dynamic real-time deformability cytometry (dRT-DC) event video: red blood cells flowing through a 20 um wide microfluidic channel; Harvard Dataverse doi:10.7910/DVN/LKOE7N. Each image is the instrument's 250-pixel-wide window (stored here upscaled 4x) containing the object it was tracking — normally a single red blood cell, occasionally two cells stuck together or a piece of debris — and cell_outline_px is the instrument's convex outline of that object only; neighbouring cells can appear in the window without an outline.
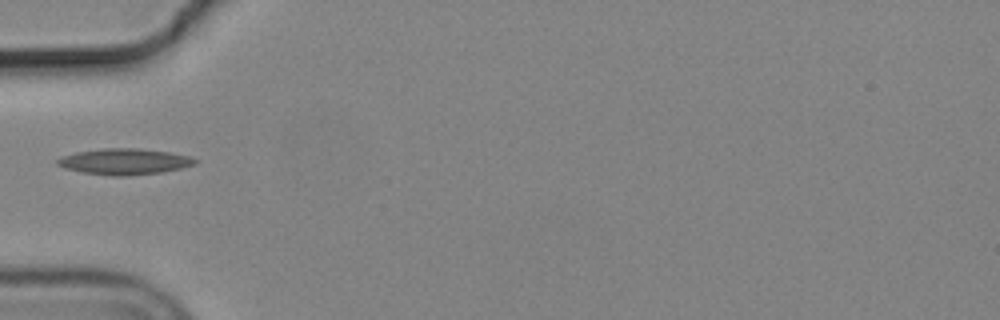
{"species": "common noctule bat (a hibernating species)", "species_latin": "Nyctalus noctula", "temperature_condition": "cold", "stored_images_in_passage": 3, "camera_frame_rate_fps": 3000, "um_per_image_px": 0.085, "animal": {"sex": "male", "body_mass_g": 19.2, "forearm_length_mm": 51.8}, "frame": {"image": 1, "passage_image": 1, "time_ms": 0.0, "image_size_px": [1000, 320], "cell_outline_px": [[196, 164], [180, 168], [160, 172], [128, 176], [112, 176], [84, 172], [64, 168], [56, 164], [56, 160], [64, 156], [76, 152], [104, 148], [136, 148], [168, 152], [188, 156], [196, 160]], "centroid_in_image_um": [10.55, 13.73], "position_along_channel_um": 74.5, "area_um2": 20.58}}